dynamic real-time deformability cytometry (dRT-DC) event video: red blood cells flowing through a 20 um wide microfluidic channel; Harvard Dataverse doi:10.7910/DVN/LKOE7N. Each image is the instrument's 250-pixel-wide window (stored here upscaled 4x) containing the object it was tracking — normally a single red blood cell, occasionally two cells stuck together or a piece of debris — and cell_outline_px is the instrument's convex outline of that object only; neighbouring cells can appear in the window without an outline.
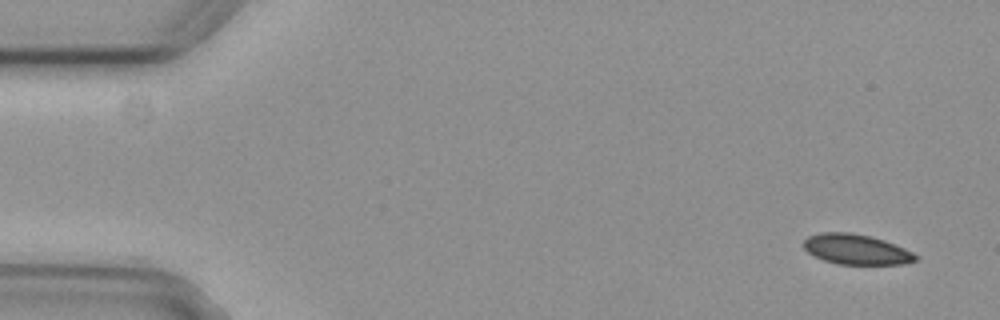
{"species": "common noctule bat (a hibernating species)", "species_latin": "Nyctalus noctula", "temperature_condition": "cold", "stored_images_in_passage": 6, "camera_frame_rate_fps": 3000, "um_per_image_px": 0.085, "animal": {"sex": "female", "body_mass_g": 29.2, "forearm_length_mm": 56.3}, "frame": {"image": 1, "passage_image": 1, "time_ms": 0.0, "image_size_px": [1000, 320], "cell_outline_px": [[920, 260], [904, 264], [836, 264], [824, 260], [808, 252], [804, 248], [804, 240], [808, 236], [820, 232], [852, 232], [872, 236], [884, 240], [904, 248], [920, 256]], "centroid_in_image_um": [72.82, 21.19], "position_along_channel_um": 12.2, "area_um2": 19.88}}